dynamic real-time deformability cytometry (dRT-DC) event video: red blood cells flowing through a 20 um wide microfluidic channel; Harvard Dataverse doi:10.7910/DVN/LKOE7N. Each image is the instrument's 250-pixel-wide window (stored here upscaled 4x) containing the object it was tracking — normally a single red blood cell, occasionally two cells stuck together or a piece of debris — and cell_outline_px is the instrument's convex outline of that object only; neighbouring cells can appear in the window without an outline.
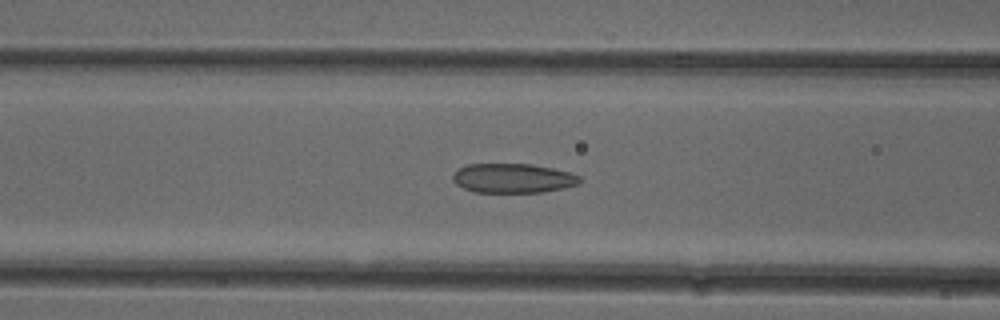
{"species": "common noctule bat (a hibernating species)", "species_latin": "Nyctalus noctula", "temperature_condition": "cold", "stored_images_in_passage": 52, "camera_frame_rate_fps": 3000, "um_per_image_px": 0.085, "animal": {"sex": "female"}, "frame": {"image": 1, "passage_image": 21, "time_ms": 6.667, "image_size_px": [1000, 320], "cell_outline_px": [[580, 180], [576, 184], [564, 188], [544, 192], [476, 192], [464, 188], [456, 184], [452, 180], [452, 176], [460, 168], [468, 164], [532, 164], [552, 168], [568, 172], [580, 176]], "centroid_in_image_um": [43.59, 15.15], "position_along_channel_um": 123.0, "area_um2": 21.56}}
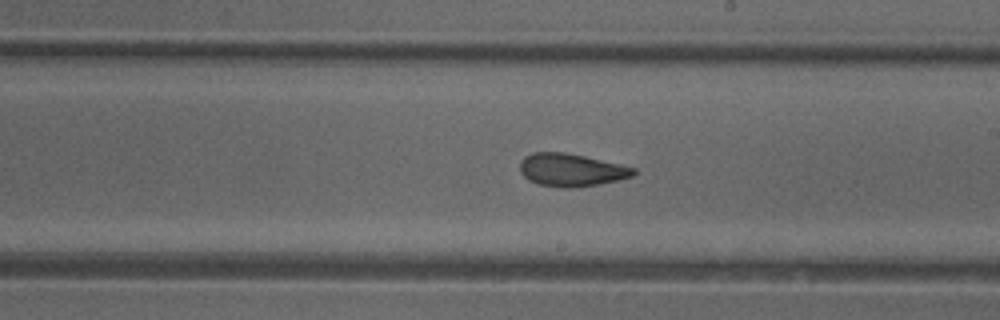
{"frame": {"image": 2, "passage_image": 30, "time_ms": 9.667, "image_size_px": [1000, 320], "cell_outline_px": [[636, 172], [632, 176], [616, 180], [576, 188], [564, 188], [540, 184], [528, 180], [520, 172], [520, 160], [524, 156], [532, 152], [564, 152], [584, 156], [620, 164], [636, 168]], "centroid_in_image_um": [48.52, 14.44], "position_along_channel_um": 240.5, "area_um2": 21.62}}
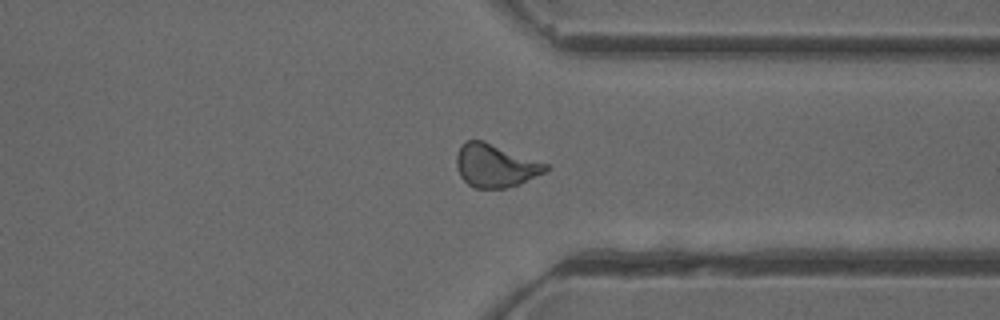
{"frame": {"image": 3, "passage_image": 40, "time_ms": 13.0, "image_size_px": [1000, 320], "cell_outline_px": [[548, 168], [544, 172], [520, 184], [504, 188], [472, 188], [460, 176], [456, 168], [456, 156], [464, 140], [484, 140], [548, 164]], "centroid_in_image_um": [42.07, 14.07], "position_along_channel_um": 369.3, "area_um2": 22.43}, "authors_computed_cell_mechanics": {"area_um2": 22.3397, "velocity_mm_per_s": 3.9156, "shape_relaxation_time_tau1_ms": 9.1092, "shape_relaxation_time_tau2_ms": 1.8416, "deformation_change_tau1": 0.1738, "deformation_change_tau2": 0.0839}}